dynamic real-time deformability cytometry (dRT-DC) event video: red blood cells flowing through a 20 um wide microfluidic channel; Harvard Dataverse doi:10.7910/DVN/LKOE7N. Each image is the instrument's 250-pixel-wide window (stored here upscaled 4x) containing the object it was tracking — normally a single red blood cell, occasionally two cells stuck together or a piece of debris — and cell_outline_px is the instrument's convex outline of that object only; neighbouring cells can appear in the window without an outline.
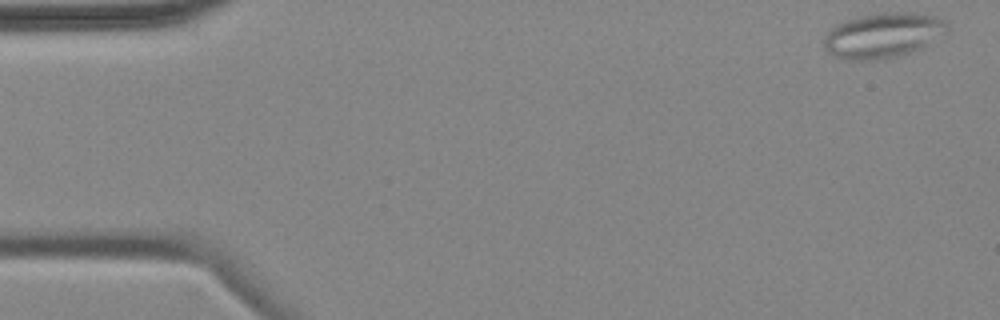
{"species": "common noctule bat (a hibernating species)", "species_latin": "Nyctalus noctula", "temperature_condition": "cold", "stored_images_in_passage": 5, "camera_frame_rate_fps": 3000, "um_per_image_px": 0.085, "animal": {"sex": "female", "body_mass_g": 18.4}, "frame": {"image": 1, "passage_image": 1, "time_ms": 0.0, "image_size_px": [1000, 320], "cell_outline_px": [[948, 32], [924, 48], [896, 56], [880, 60], [844, 60], [832, 56], [824, 48], [824, 36], [836, 24], [860, 16], [880, 12], [920, 12], [936, 16], [944, 20], [948, 24]], "centroid_in_image_um": [75.09, 3.0], "position_along_channel_um": 9.9, "area_um2": 32.95}}